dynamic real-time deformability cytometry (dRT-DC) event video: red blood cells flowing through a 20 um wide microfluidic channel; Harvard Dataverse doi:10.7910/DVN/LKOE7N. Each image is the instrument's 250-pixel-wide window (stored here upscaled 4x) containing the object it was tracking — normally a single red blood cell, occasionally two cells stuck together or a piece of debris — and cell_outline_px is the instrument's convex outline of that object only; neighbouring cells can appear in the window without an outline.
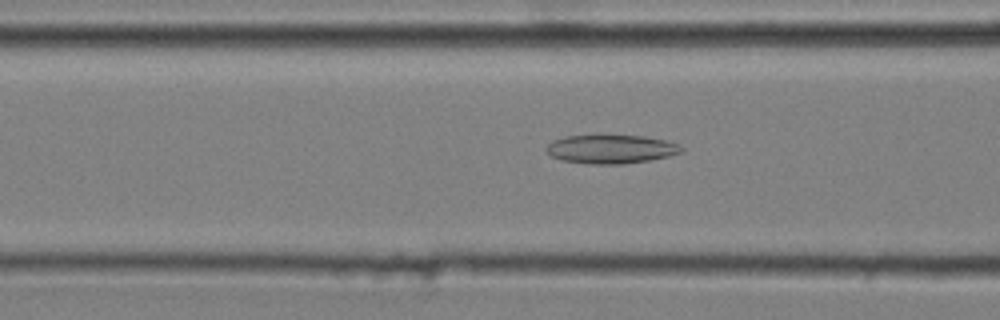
{"species": "common noctule bat (a hibernating species)", "species_latin": "Nyctalus noctula", "temperature_condition": "cold", "stored_images_in_passage": 47, "camera_frame_rate_fps": 3000, "um_per_image_px": 0.085, "animal": {"sex": "male", "body_mass_g": 20.4}, "frame": {"image": 1, "passage_image": 18, "time_ms": 5.667, "image_size_px": [1000, 320], "cell_outline_px": [[684, 152], [668, 156], [648, 160], [620, 164], [588, 164], [560, 160], [552, 156], [544, 148], [552, 140], [564, 136], [592, 132], [600, 132], [644, 136], [664, 140], [680, 144], [684, 148]], "centroid_in_image_um": [51.88, 12.61], "position_along_channel_um": 114.7, "area_um2": 23.81}}
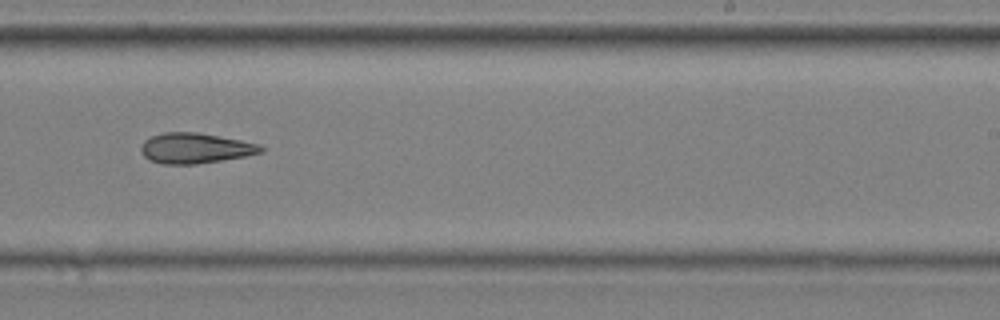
{"frame": {"image": 2, "passage_image": 31, "time_ms": 10.0, "image_size_px": [1000, 320], "cell_outline_px": [[264, 148], [260, 152], [244, 156], [196, 164], [164, 164], [148, 160], [144, 156], [140, 148], [144, 140], [152, 136], [164, 132], [200, 132], [240, 140], [256, 144]], "centroid_in_image_um": [16.53, 12.59], "position_along_channel_um": 272.5, "area_um2": 20.98}}
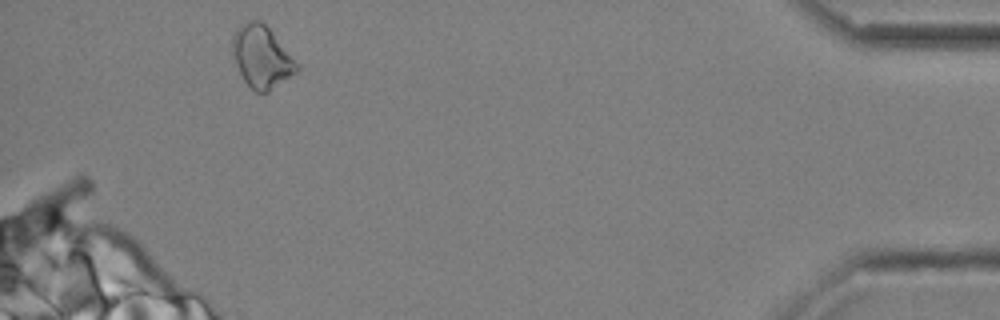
{"frame": {"image": 3, "passage_image": 47, "time_ms": 15.333, "image_size_px": [1000, 320], "cell_outline_px": [[300, 68], [296, 72], [268, 92], [256, 92], [244, 80], [232, 56], [232, 36], [248, 20], [260, 20], [272, 32], [300, 64]], "centroid_in_image_um": [22.26, 4.84], "position_along_channel_um": 412.9, "area_um2": 23.0}}